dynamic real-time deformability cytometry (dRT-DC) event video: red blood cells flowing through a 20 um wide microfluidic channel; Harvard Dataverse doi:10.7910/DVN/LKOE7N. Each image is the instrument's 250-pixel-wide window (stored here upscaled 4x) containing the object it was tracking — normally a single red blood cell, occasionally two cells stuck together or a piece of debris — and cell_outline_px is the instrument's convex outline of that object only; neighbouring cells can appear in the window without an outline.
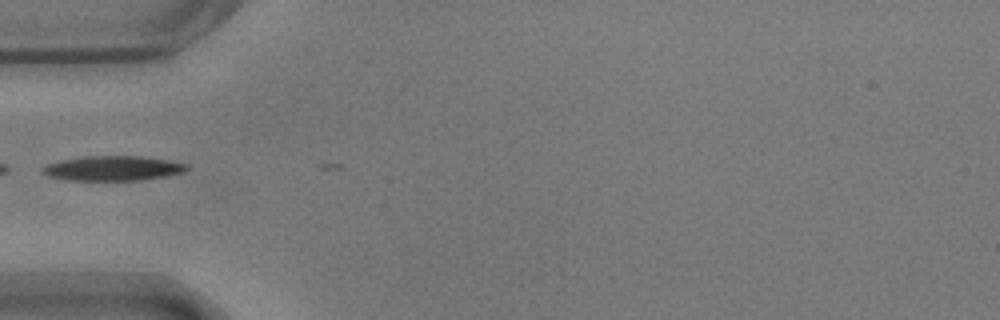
{"species": "common noctule bat (a hibernating species)", "species_latin": "Nyctalus noctula", "temperature_condition": "warm", "stored_images_in_passage": 8, "camera_frame_rate_fps": 3000, "um_per_image_px": 0.085, "animal": {"sex": "male", "body_mass_g": 17.9}, "frame": {"image": 1, "passage_image": 1, "time_ms": 0.0, "image_size_px": [1000, 320], "cell_outline_px": [[188, 168], [184, 172], [164, 176], [136, 180], [68, 180], [48, 176], [40, 172], [40, 168], [44, 164], [60, 160], [84, 156], [140, 156], [172, 160], [188, 164]], "centroid_in_image_um": [9.54, 14.29], "position_along_channel_um": 75.5, "area_um2": 20.98}}
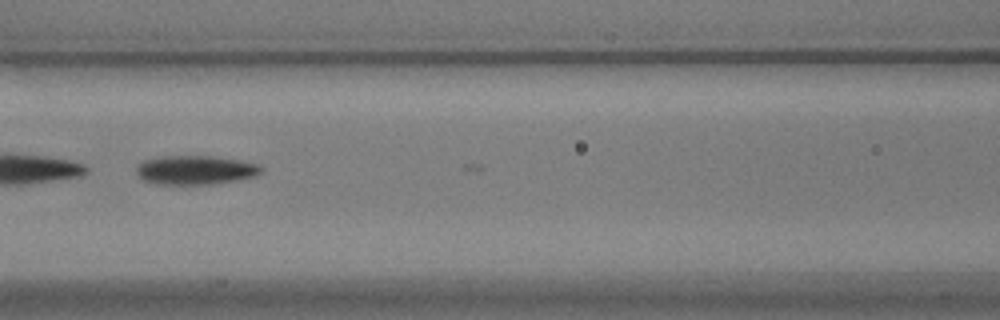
{"frame": {"image": 2, "passage_image": 7, "time_ms": 2.0, "image_size_px": [1000, 320], "cell_outline_px": [[264, 168], [256, 176], [236, 180], [212, 184], [156, 184], [144, 180], [136, 172], [136, 168], [144, 160], [160, 156], [212, 156], [240, 160], [260, 164]], "centroid_in_image_um": [16.64, 14.44], "position_along_channel_um": 150.0, "area_um2": 21.1}}